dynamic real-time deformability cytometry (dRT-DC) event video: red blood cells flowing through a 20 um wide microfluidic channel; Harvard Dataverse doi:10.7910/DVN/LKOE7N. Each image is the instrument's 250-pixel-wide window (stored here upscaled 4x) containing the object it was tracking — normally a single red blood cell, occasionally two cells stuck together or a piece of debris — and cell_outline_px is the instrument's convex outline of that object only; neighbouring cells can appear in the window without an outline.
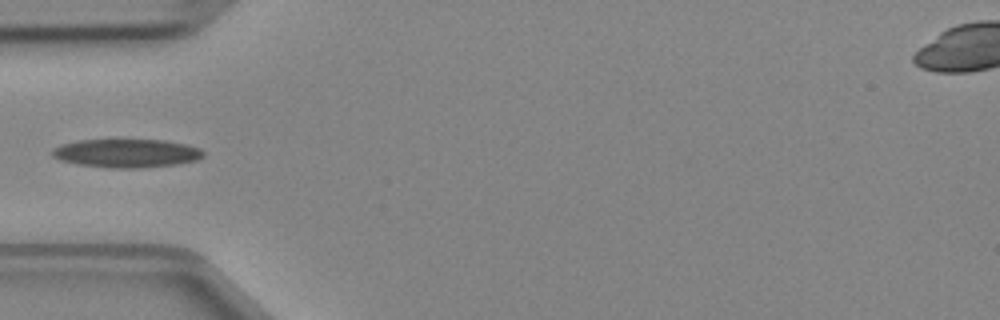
{"species": "Egyptian fruit bat (a non-hibernating species)", "species_latin": "Rousettus aegyptiacus", "temperature_condition": "cold", "stored_images_in_passage": 4, "camera_frame_rate_fps": 3000, "um_per_image_px": 0.085, "animal": {"sex": "female"}, "frame": {"image": 1, "passage_image": 4, "time_ms": 1.0, "image_size_px": [1000, 320], "cell_outline_px": [[204, 156], [196, 160], [176, 164], [140, 168], [112, 168], [80, 164], [60, 160], [52, 156], [52, 148], [60, 144], [76, 140], [164, 140], [188, 144], [200, 148], [204, 152]], "centroid_in_image_um": [10.76, 13.01], "position_along_channel_um": 74.2, "area_um2": 25.14}}